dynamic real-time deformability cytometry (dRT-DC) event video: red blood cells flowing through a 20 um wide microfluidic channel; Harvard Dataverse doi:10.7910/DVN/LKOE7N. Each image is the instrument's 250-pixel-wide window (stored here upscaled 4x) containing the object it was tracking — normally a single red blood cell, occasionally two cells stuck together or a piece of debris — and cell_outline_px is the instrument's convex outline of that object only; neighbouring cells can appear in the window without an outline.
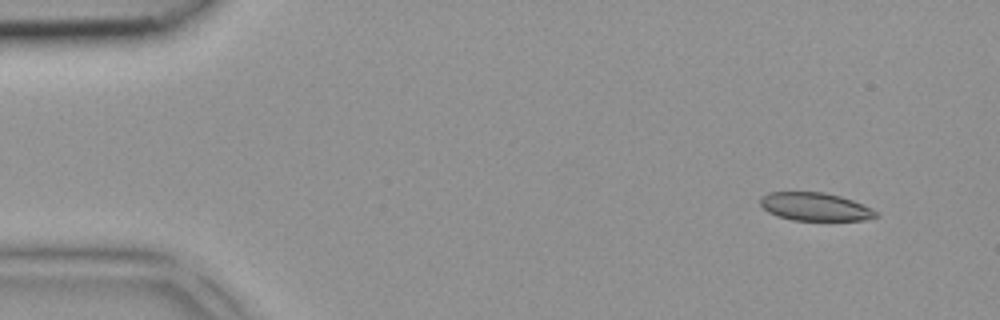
{"species": "common noctule bat (a hibernating species)", "species_latin": "Nyctalus noctula", "temperature_condition": "room temperature", "stored_images_in_passage": 4, "camera_frame_rate_fps": 3000, "um_per_image_px": 0.085, "animal": {"sex": "female", "body_mass_g": 18.4}, "frame": {"image": 1, "passage_image": 1, "time_ms": 0.0, "image_size_px": [1000, 320], "cell_outline_px": [[880, 216], [864, 220], [792, 220], [776, 216], [768, 212], [760, 204], [760, 196], [768, 192], [824, 192], [840, 196], [852, 200], [876, 212]], "centroid_in_image_um": [69.22, 17.57], "position_along_channel_um": 15.8, "area_um2": 18.84}}